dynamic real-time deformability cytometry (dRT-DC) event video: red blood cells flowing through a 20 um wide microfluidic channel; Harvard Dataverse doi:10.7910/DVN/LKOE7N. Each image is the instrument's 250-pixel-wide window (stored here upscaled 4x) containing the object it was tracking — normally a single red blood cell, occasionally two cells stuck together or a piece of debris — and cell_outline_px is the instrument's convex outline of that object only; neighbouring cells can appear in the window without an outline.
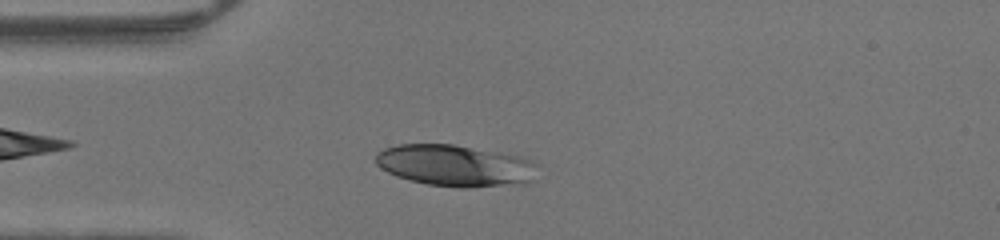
{"species": "human", "species_latin": "Homo sapiens", "temperature_condition": "warm", "stored_images_in_passage": 36, "camera_frame_rate_fps": 3000, "um_per_image_px": 0.085, "donor": {"sex": "male"}, "frame": {"image": 1, "passage_image": 5, "time_ms": 1.333, "image_size_px": [1000, 240], "cell_outline_px": [[540, 164], [536, 180], [524, 184], [468, 188], [460, 188], [428, 184], [396, 176], [380, 168], [376, 164], [376, 152], [384, 148], [400, 144], [452, 144], [524, 156]], "centroid_in_image_um": [38.81, 14.08], "position_along_channel_um": 46.2, "area_um2": 40.0}}
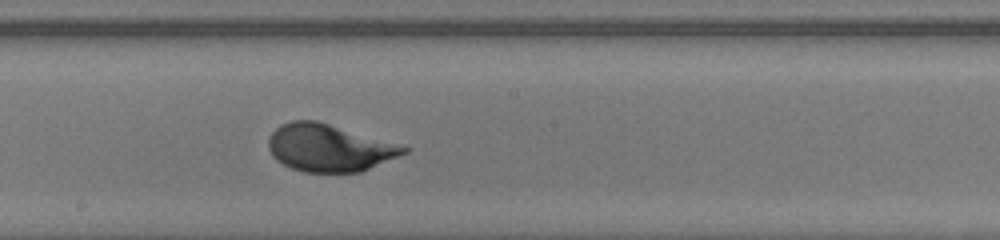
{"frame": {"image": 2, "passage_image": 18, "time_ms": 5.667, "image_size_px": [1000, 240], "cell_outline_px": [[412, 148], [408, 152], [360, 172], [304, 172], [292, 168], [276, 160], [272, 156], [268, 148], [268, 140], [272, 132], [280, 124], [292, 120], [316, 120]], "centroid_in_image_um": [27.95, 12.56], "position_along_channel_um": 220.2, "area_um2": 37.11}}
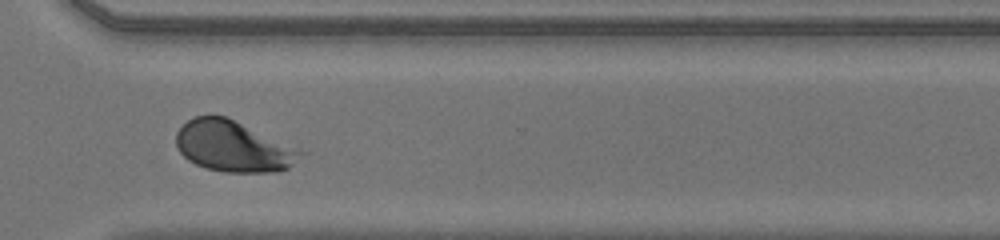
{"frame": {"image": 3, "passage_image": 27, "time_ms": 8.667, "image_size_px": [1000, 240], "cell_outline_px": [[308, 152], [288, 168], [276, 172], [224, 172], [204, 168], [188, 160], [180, 152], [176, 144], [176, 132], [188, 120], [196, 116], [224, 116]], "centroid_in_image_um": [19.85, 12.46], "position_along_channel_um": 350.8, "area_um2": 36.76}}